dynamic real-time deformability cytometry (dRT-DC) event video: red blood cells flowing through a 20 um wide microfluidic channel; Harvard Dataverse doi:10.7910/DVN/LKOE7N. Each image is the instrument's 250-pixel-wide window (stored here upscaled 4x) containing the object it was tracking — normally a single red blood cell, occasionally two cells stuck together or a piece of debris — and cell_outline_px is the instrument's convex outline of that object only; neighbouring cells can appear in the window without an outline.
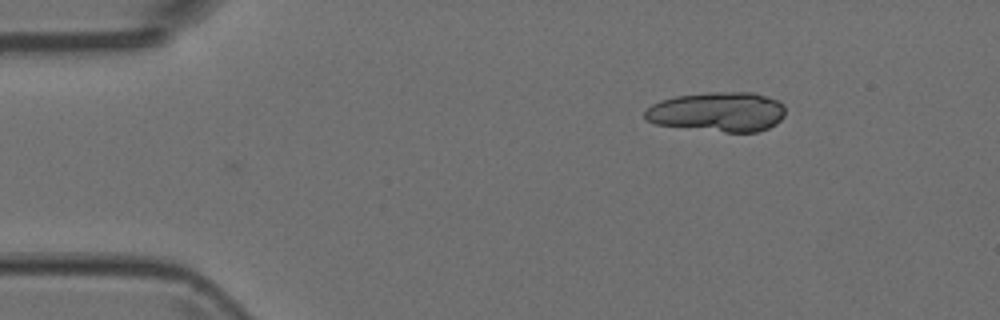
{"species": "Egyptian fruit bat (a non-hibernating species)", "species_latin": "Rousettus aegyptiacus", "temperature_condition": "room temperature", "stored_images_in_passage": 4, "camera_frame_rate_fps": 3000, "um_per_image_px": 0.085, "animal": {"sex": "female"}, "frame": {"image": 1, "passage_image": 4, "time_ms": 1.0, "image_size_px": [1000, 320], "cell_outline_px": [[784, 116], [776, 124], [768, 128], [756, 132], [724, 132], [656, 124], [648, 120], [644, 116], [644, 108], [660, 100], [676, 96], [708, 92], [752, 92], [768, 96], [780, 100], [784, 104]], "centroid_in_image_um": [61.02, 9.49], "position_along_channel_um": 24.0, "area_um2": 32.71}}